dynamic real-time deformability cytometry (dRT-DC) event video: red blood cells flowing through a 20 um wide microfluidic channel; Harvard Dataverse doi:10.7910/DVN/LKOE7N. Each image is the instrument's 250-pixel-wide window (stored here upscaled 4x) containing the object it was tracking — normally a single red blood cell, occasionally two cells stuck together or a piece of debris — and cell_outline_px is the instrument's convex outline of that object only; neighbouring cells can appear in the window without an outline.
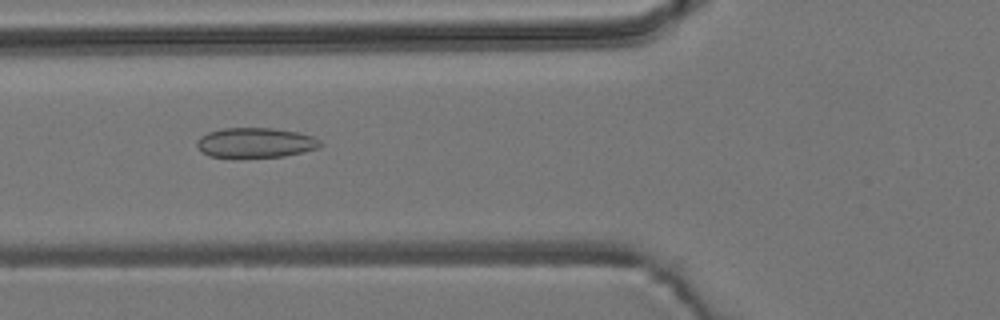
{"species": "common noctule bat (a hibernating species)", "species_latin": "Nyctalus noctula", "temperature_condition": "room temperature", "stored_images_in_passage": 42, "camera_frame_rate_fps": 3000, "um_per_image_px": 0.085, "animal": {"sex": "male", "body_mass_g": 19.2, "forearm_length_mm": 51.8}, "frame": {"image": 1, "passage_image": 8, "time_ms": 2.333, "image_size_px": [1000, 320], "cell_outline_px": [[324, 144], [320, 148], [304, 152], [284, 156], [208, 156], [200, 152], [196, 144], [196, 140], [200, 136], [208, 132], [224, 128], [272, 128], [296, 132], [312, 136], [320, 140]], "centroid_in_image_um": [21.72, 12.12], "position_along_channel_um": 104.1, "area_um2": 21.39}}
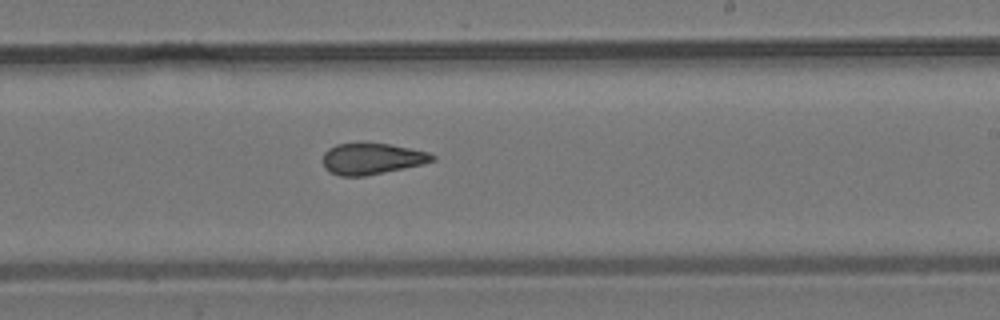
{"frame": {"image": 2, "passage_image": 20, "time_ms": 6.333, "image_size_px": [1000, 320], "cell_outline_px": [[436, 160], [424, 164], [364, 176], [340, 176], [328, 172], [324, 168], [324, 152], [328, 148], [336, 144], [388, 144], [428, 152], [436, 156]], "centroid_in_image_um": [31.61, 13.51], "position_along_channel_um": 257.4, "area_um2": 19.71}}
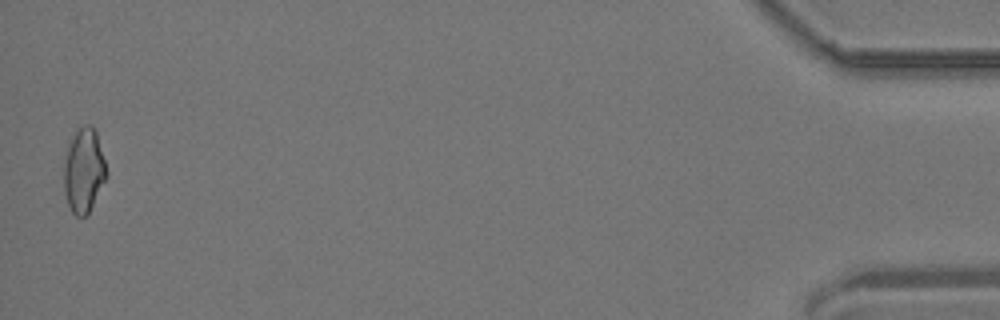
{"frame": {"image": 3, "passage_image": 41, "time_ms": 13.333, "image_size_px": [1000, 320], "cell_outline_px": [[108, 176], [88, 216], [76, 216], [72, 212], [68, 204], [64, 192], [64, 160], [68, 148], [76, 132], [84, 124], [92, 124], [96, 128], [108, 172]], "centroid_in_image_um": [7.16, 14.51], "position_along_channel_um": 428.0, "area_um2": 21.21}, "authors_computed_cell_mechanics": {"area_um2": 20.3745, "velocity_mm_per_s": 3.8292, "shape_relaxation_time_tau1_ms": null, "shape_relaxation_time_tau2_ms": 2.6652, "deformation_change_tau1": null, "deformation_change_tau2": 0.101}}